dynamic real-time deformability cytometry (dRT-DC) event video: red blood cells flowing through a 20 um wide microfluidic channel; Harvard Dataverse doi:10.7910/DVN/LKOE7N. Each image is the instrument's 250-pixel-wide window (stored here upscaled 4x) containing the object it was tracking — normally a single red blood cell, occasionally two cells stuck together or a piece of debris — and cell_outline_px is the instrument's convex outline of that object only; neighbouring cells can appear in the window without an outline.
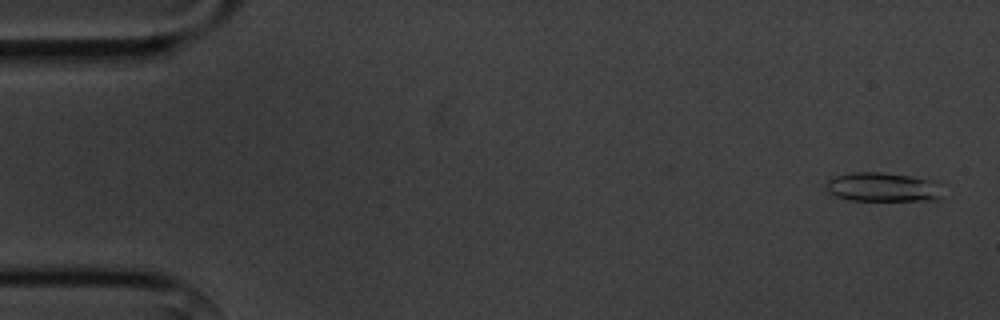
{"species": "common noctule bat (a hibernating species)", "species_latin": "Nyctalus noctula", "temperature_condition": "cold", "stored_images_in_passage": 8, "camera_frame_rate_fps": 3000, "um_per_image_px": 0.085, "animal": {"sex": "male", "body_mass_g": 20.1, "forearm_length_mm": 53.5}, "frame": {"image": 1, "passage_image": 1, "time_ms": 0.0, "image_size_px": [1000, 320], "cell_outline_px": [[944, 196], [940, 200], [848, 200], [836, 196], [828, 192], [828, 180], [836, 176], [852, 172], [880, 172], [940, 180]], "centroid_in_image_um": [75.17, 15.9], "position_along_channel_um": 9.8, "area_um2": 20.11}}
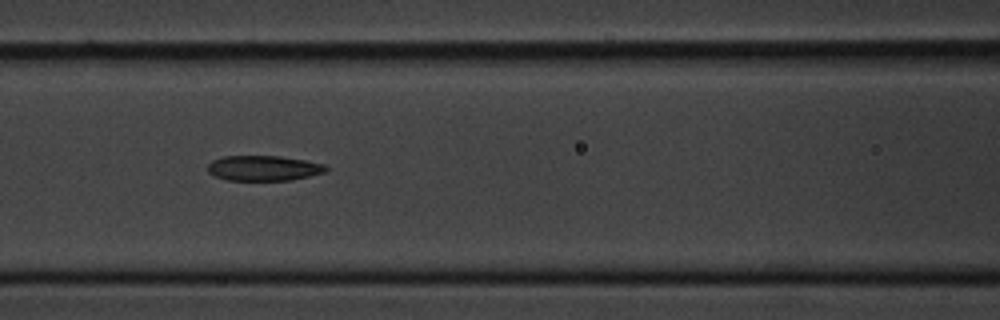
{"frame": {"image": 2, "passage_image": 7, "time_ms": 7.0, "image_size_px": [1000, 320], "cell_outline_px": [[328, 168], [324, 172], [292, 180], [228, 180], [212, 176], [208, 172], [208, 164], [212, 160], [224, 156], [280, 156], [304, 160], [324, 164]], "centroid_in_image_um": [22.36, 14.29], "position_along_channel_um": 144.2, "area_um2": 17.34}}
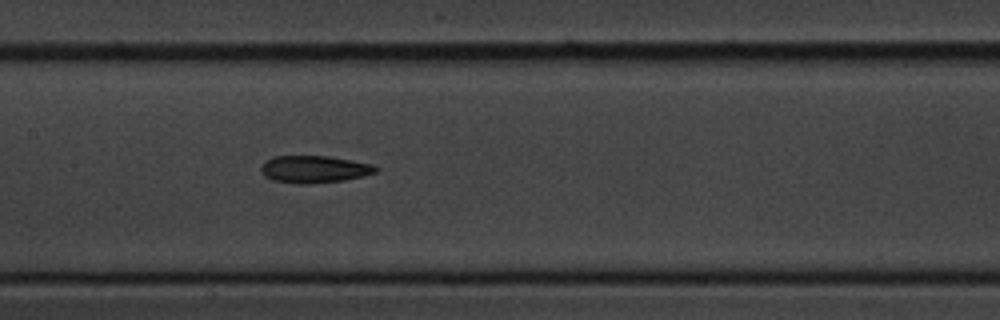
{"frame": {"image": 3, "passage_image": 8, "time_ms": 8.0, "image_size_px": [1000, 320], "cell_outline_px": [[380, 168], [376, 172], [364, 176], [344, 180], [308, 184], [296, 184], [272, 180], [264, 176], [260, 168], [264, 160], [272, 156], [328, 156], [372, 164]], "centroid_in_image_um": [26.68, 14.38], "position_along_channel_um": 180.7, "area_um2": 18.38}}